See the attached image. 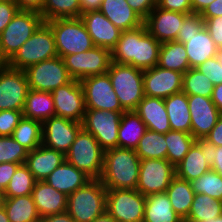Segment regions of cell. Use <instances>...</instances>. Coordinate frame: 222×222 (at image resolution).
Returning a JSON list of instances; mask_svg holds the SVG:
<instances>
[{
    "mask_svg": "<svg viewBox=\"0 0 222 222\" xmlns=\"http://www.w3.org/2000/svg\"><path fill=\"white\" fill-rule=\"evenodd\" d=\"M166 194L174 211L185 220L188 217L195 196L191 183L175 176L171 180Z\"/></svg>",
    "mask_w": 222,
    "mask_h": 222,
    "instance_id": "d6a6232c",
    "label": "cell"
},
{
    "mask_svg": "<svg viewBox=\"0 0 222 222\" xmlns=\"http://www.w3.org/2000/svg\"><path fill=\"white\" fill-rule=\"evenodd\" d=\"M191 115V135L197 140H204L217 123L220 112L211 97L188 95Z\"/></svg>",
    "mask_w": 222,
    "mask_h": 222,
    "instance_id": "d6986e66",
    "label": "cell"
},
{
    "mask_svg": "<svg viewBox=\"0 0 222 222\" xmlns=\"http://www.w3.org/2000/svg\"><path fill=\"white\" fill-rule=\"evenodd\" d=\"M138 157L143 159H166L167 144L165 134L146 130L135 149Z\"/></svg>",
    "mask_w": 222,
    "mask_h": 222,
    "instance_id": "f35d334b",
    "label": "cell"
},
{
    "mask_svg": "<svg viewBox=\"0 0 222 222\" xmlns=\"http://www.w3.org/2000/svg\"><path fill=\"white\" fill-rule=\"evenodd\" d=\"M200 222H222V215L216 217V218H211L210 220H203V221H200Z\"/></svg>",
    "mask_w": 222,
    "mask_h": 222,
    "instance_id": "a7ac6f4b",
    "label": "cell"
},
{
    "mask_svg": "<svg viewBox=\"0 0 222 222\" xmlns=\"http://www.w3.org/2000/svg\"><path fill=\"white\" fill-rule=\"evenodd\" d=\"M65 160L64 154L41 144L28 153L24 164L36 181H45L51 172Z\"/></svg>",
    "mask_w": 222,
    "mask_h": 222,
    "instance_id": "603a6c76",
    "label": "cell"
},
{
    "mask_svg": "<svg viewBox=\"0 0 222 222\" xmlns=\"http://www.w3.org/2000/svg\"><path fill=\"white\" fill-rule=\"evenodd\" d=\"M18 11V5L14 0H0V33L6 28Z\"/></svg>",
    "mask_w": 222,
    "mask_h": 222,
    "instance_id": "c3c4849f",
    "label": "cell"
},
{
    "mask_svg": "<svg viewBox=\"0 0 222 222\" xmlns=\"http://www.w3.org/2000/svg\"><path fill=\"white\" fill-rule=\"evenodd\" d=\"M197 69L206 75L214 85L222 83V49H219L215 57L207 59Z\"/></svg>",
    "mask_w": 222,
    "mask_h": 222,
    "instance_id": "f6af8a7d",
    "label": "cell"
},
{
    "mask_svg": "<svg viewBox=\"0 0 222 222\" xmlns=\"http://www.w3.org/2000/svg\"><path fill=\"white\" fill-rule=\"evenodd\" d=\"M214 0H191L193 13L201 14Z\"/></svg>",
    "mask_w": 222,
    "mask_h": 222,
    "instance_id": "6125c7cd",
    "label": "cell"
},
{
    "mask_svg": "<svg viewBox=\"0 0 222 222\" xmlns=\"http://www.w3.org/2000/svg\"><path fill=\"white\" fill-rule=\"evenodd\" d=\"M0 222H10L4 207L0 208Z\"/></svg>",
    "mask_w": 222,
    "mask_h": 222,
    "instance_id": "e7e4bbea",
    "label": "cell"
},
{
    "mask_svg": "<svg viewBox=\"0 0 222 222\" xmlns=\"http://www.w3.org/2000/svg\"><path fill=\"white\" fill-rule=\"evenodd\" d=\"M22 118V110H1L0 136H11Z\"/></svg>",
    "mask_w": 222,
    "mask_h": 222,
    "instance_id": "7dc6e473",
    "label": "cell"
},
{
    "mask_svg": "<svg viewBox=\"0 0 222 222\" xmlns=\"http://www.w3.org/2000/svg\"><path fill=\"white\" fill-rule=\"evenodd\" d=\"M46 23L53 31L59 57L86 52L95 46L80 17L57 18Z\"/></svg>",
    "mask_w": 222,
    "mask_h": 222,
    "instance_id": "277c9868",
    "label": "cell"
},
{
    "mask_svg": "<svg viewBox=\"0 0 222 222\" xmlns=\"http://www.w3.org/2000/svg\"><path fill=\"white\" fill-rule=\"evenodd\" d=\"M36 182L27 166L25 164L19 165L4 191L5 198L32 194Z\"/></svg>",
    "mask_w": 222,
    "mask_h": 222,
    "instance_id": "b9f144b4",
    "label": "cell"
},
{
    "mask_svg": "<svg viewBox=\"0 0 222 222\" xmlns=\"http://www.w3.org/2000/svg\"><path fill=\"white\" fill-rule=\"evenodd\" d=\"M204 141L216 147L222 146V114H220L217 123L205 137Z\"/></svg>",
    "mask_w": 222,
    "mask_h": 222,
    "instance_id": "11a10c76",
    "label": "cell"
},
{
    "mask_svg": "<svg viewBox=\"0 0 222 222\" xmlns=\"http://www.w3.org/2000/svg\"><path fill=\"white\" fill-rule=\"evenodd\" d=\"M140 158L133 149L115 147L104 151L99 180L106 189H136Z\"/></svg>",
    "mask_w": 222,
    "mask_h": 222,
    "instance_id": "7a4b0ae2",
    "label": "cell"
},
{
    "mask_svg": "<svg viewBox=\"0 0 222 222\" xmlns=\"http://www.w3.org/2000/svg\"><path fill=\"white\" fill-rule=\"evenodd\" d=\"M91 178L66 160L54 169L45 182L67 196L84 186Z\"/></svg>",
    "mask_w": 222,
    "mask_h": 222,
    "instance_id": "484cf974",
    "label": "cell"
},
{
    "mask_svg": "<svg viewBox=\"0 0 222 222\" xmlns=\"http://www.w3.org/2000/svg\"><path fill=\"white\" fill-rule=\"evenodd\" d=\"M4 201H5V194L2 189H0V208L4 206Z\"/></svg>",
    "mask_w": 222,
    "mask_h": 222,
    "instance_id": "003e7915",
    "label": "cell"
},
{
    "mask_svg": "<svg viewBox=\"0 0 222 222\" xmlns=\"http://www.w3.org/2000/svg\"><path fill=\"white\" fill-rule=\"evenodd\" d=\"M157 6L163 10L192 14L191 0H157Z\"/></svg>",
    "mask_w": 222,
    "mask_h": 222,
    "instance_id": "f907efd6",
    "label": "cell"
},
{
    "mask_svg": "<svg viewBox=\"0 0 222 222\" xmlns=\"http://www.w3.org/2000/svg\"><path fill=\"white\" fill-rule=\"evenodd\" d=\"M8 65V61L2 56L0 51V71Z\"/></svg>",
    "mask_w": 222,
    "mask_h": 222,
    "instance_id": "03108f58",
    "label": "cell"
},
{
    "mask_svg": "<svg viewBox=\"0 0 222 222\" xmlns=\"http://www.w3.org/2000/svg\"><path fill=\"white\" fill-rule=\"evenodd\" d=\"M41 222H75L73 218L66 212L61 214H51L41 218Z\"/></svg>",
    "mask_w": 222,
    "mask_h": 222,
    "instance_id": "91938a15",
    "label": "cell"
},
{
    "mask_svg": "<svg viewBox=\"0 0 222 222\" xmlns=\"http://www.w3.org/2000/svg\"><path fill=\"white\" fill-rule=\"evenodd\" d=\"M187 15L156 6L144 20V24L148 32L160 43L176 41L179 28L183 26V20Z\"/></svg>",
    "mask_w": 222,
    "mask_h": 222,
    "instance_id": "ffe728a7",
    "label": "cell"
},
{
    "mask_svg": "<svg viewBox=\"0 0 222 222\" xmlns=\"http://www.w3.org/2000/svg\"><path fill=\"white\" fill-rule=\"evenodd\" d=\"M55 116L76 122H83L85 115V101L83 89L78 80L59 86L52 92Z\"/></svg>",
    "mask_w": 222,
    "mask_h": 222,
    "instance_id": "e0dca14e",
    "label": "cell"
},
{
    "mask_svg": "<svg viewBox=\"0 0 222 222\" xmlns=\"http://www.w3.org/2000/svg\"><path fill=\"white\" fill-rule=\"evenodd\" d=\"M29 90L25 71L7 65L0 71V111L23 110Z\"/></svg>",
    "mask_w": 222,
    "mask_h": 222,
    "instance_id": "9a60e30c",
    "label": "cell"
},
{
    "mask_svg": "<svg viewBox=\"0 0 222 222\" xmlns=\"http://www.w3.org/2000/svg\"><path fill=\"white\" fill-rule=\"evenodd\" d=\"M143 222H184V220L174 211L166 192H163L146 196Z\"/></svg>",
    "mask_w": 222,
    "mask_h": 222,
    "instance_id": "1f68e13d",
    "label": "cell"
},
{
    "mask_svg": "<svg viewBox=\"0 0 222 222\" xmlns=\"http://www.w3.org/2000/svg\"><path fill=\"white\" fill-rule=\"evenodd\" d=\"M81 128V122L52 116L42 123V144L66 155Z\"/></svg>",
    "mask_w": 222,
    "mask_h": 222,
    "instance_id": "2e32d148",
    "label": "cell"
},
{
    "mask_svg": "<svg viewBox=\"0 0 222 222\" xmlns=\"http://www.w3.org/2000/svg\"><path fill=\"white\" fill-rule=\"evenodd\" d=\"M107 73L122 108L125 111L135 110L145 96L143 70L111 62Z\"/></svg>",
    "mask_w": 222,
    "mask_h": 222,
    "instance_id": "5b68a950",
    "label": "cell"
},
{
    "mask_svg": "<svg viewBox=\"0 0 222 222\" xmlns=\"http://www.w3.org/2000/svg\"><path fill=\"white\" fill-rule=\"evenodd\" d=\"M202 19L217 48L222 49V16Z\"/></svg>",
    "mask_w": 222,
    "mask_h": 222,
    "instance_id": "681fc988",
    "label": "cell"
},
{
    "mask_svg": "<svg viewBox=\"0 0 222 222\" xmlns=\"http://www.w3.org/2000/svg\"><path fill=\"white\" fill-rule=\"evenodd\" d=\"M174 177L175 167L167 159H143L136 189L145 197L163 193Z\"/></svg>",
    "mask_w": 222,
    "mask_h": 222,
    "instance_id": "5bb4252c",
    "label": "cell"
},
{
    "mask_svg": "<svg viewBox=\"0 0 222 222\" xmlns=\"http://www.w3.org/2000/svg\"><path fill=\"white\" fill-rule=\"evenodd\" d=\"M190 183L195 194H206L222 201V176L216 171L210 170Z\"/></svg>",
    "mask_w": 222,
    "mask_h": 222,
    "instance_id": "7bdbcfd3",
    "label": "cell"
},
{
    "mask_svg": "<svg viewBox=\"0 0 222 222\" xmlns=\"http://www.w3.org/2000/svg\"><path fill=\"white\" fill-rule=\"evenodd\" d=\"M134 111L148 130L163 134L171 131L164 99L144 96Z\"/></svg>",
    "mask_w": 222,
    "mask_h": 222,
    "instance_id": "d4e9b609",
    "label": "cell"
},
{
    "mask_svg": "<svg viewBox=\"0 0 222 222\" xmlns=\"http://www.w3.org/2000/svg\"><path fill=\"white\" fill-rule=\"evenodd\" d=\"M210 170L209 153L201 141H196L183 160L175 166V176L191 182Z\"/></svg>",
    "mask_w": 222,
    "mask_h": 222,
    "instance_id": "7402d4cb",
    "label": "cell"
},
{
    "mask_svg": "<svg viewBox=\"0 0 222 222\" xmlns=\"http://www.w3.org/2000/svg\"><path fill=\"white\" fill-rule=\"evenodd\" d=\"M57 56L53 31L46 22H43L8 61V66L25 70L36 63Z\"/></svg>",
    "mask_w": 222,
    "mask_h": 222,
    "instance_id": "8992f818",
    "label": "cell"
},
{
    "mask_svg": "<svg viewBox=\"0 0 222 222\" xmlns=\"http://www.w3.org/2000/svg\"><path fill=\"white\" fill-rule=\"evenodd\" d=\"M63 61L71 78L80 81L89 76L107 73L112 55L111 50L94 46L86 52L64 56Z\"/></svg>",
    "mask_w": 222,
    "mask_h": 222,
    "instance_id": "30bf717a",
    "label": "cell"
},
{
    "mask_svg": "<svg viewBox=\"0 0 222 222\" xmlns=\"http://www.w3.org/2000/svg\"><path fill=\"white\" fill-rule=\"evenodd\" d=\"M158 66L184 74L190 69L185 45L177 41L161 43Z\"/></svg>",
    "mask_w": 222,
    "mask_h": 222,
    "instance_id": "e575fe53",
    "label": "cell"
},
{
    "mask_svg": "<svg viewBox=\"0 0 222 222\" xmlns=\"http://www.w3.org/2000/svg\"><path fill=\"white\" fill-rule=\"evenodd\" d=\"M184 45L190 68H197L207 59L215 57L219 50L205 26L198 33L185 38Z\"/></svg>",
    "mask_w": 222,
    "mask_h": 222,
    "instance_id": "83f0119b",
    "label": "cell"
},
{
    "mask_svg": "<svg viewBox=\"0 0 222 222\" xmlns=\"http://www.w3.org/2000/svg\"><path fill=\"white\" fill-rule=\"evenodd\" d=\"M92 222H117V221L113 217H111L107 212H105Z\"/></svg>",
    "mask_w": 222,
    "mask_h": 222,
    "instance_id": "be15d7a7",
    "label": "cell"
},
{
    "mask_svg": "<svg viewBox=\"0 0 222 222\" xmlns=\"http://www.w3.org/2000/svg\"><path fill=\"white\" fill-rule=\"evenodd\" d=\"M24 71L29 88L37 91L52 92L72 80L63 58L59 56L36 63Z\"/></svg>",
    "mask_w": 222,
    "mask_h": 222,
    "instance_id": "8fae6325",
    "label": "cell"
},
{
    "mask_svg": "<svg viewBox=\"0 0 222 222\" xmlns=\"http://www.w3.org/2000/svg\"><path fill=\"white\" fill-rule=\"evenodd\" d=\"M11 136L30 152L42 144V123L23 117Z\"/></svg>",
    "mask_w": 222,
    "mask_h": 222,
    "instance_id": "74e56055",
    "label": "cell"
},
{
    "mask_svg": "<svg viewBox=\"0 0 222 222\" xmlns=\"http://www.w3.org/2000/svg\"><path fill=\"white\" fill-rule=\"evenodd\" d=\"M99 11L121 31L132 30L144 24V20L126 0H103Z\"/></svg>",
    "mask_w": 222,
    "mask_h": 222,
    "instance_id": "4316f807",
    "label": "cell"
},
{
    "mask_svg": "<svg viewBox=\"0 0 222 222\" xmlns=\"http://www.w3.org/2000/svg\"><path fill=\"white\" fill-rule=\"evenodd\" d=\"M104 150L96 138L83 127L65 155L68 163L83 171L91 179H99L103 168Z\"/></svg>",
    "mask_w": 222,
    "mask_h": 222,
    "instance_id": "52a82bcc",
    "label": "cell"
},
{
    "mask_svg": "<svg viewBox=\"0 0 222 222\" xmlns=\"http://www.w3.org/2000/svg\"><path fill=\"white\" fill-rule=\"evenodd\" d=\"M87 32L95 46L104 47L112 50L120 39L121 30L117 28L103 13L99 10L89 11L81 14Z\"/></svg>",
    "mask_w": 222,
    "mask_h": 222,
    "instance_id": "44dd1931",
    "label": "cell"
},
{
    "mask_svg": "<svg viewBox=\"0 0 222 222\" xmlns=\"http://www.w3.org/2000/svg\"><path fill=\"white\" fill-rule=\"evenodd\" d=\"M183 73L156 65L143 70L144 95L165 99L182 92Z\"/></svg>",
    "mask_w": 222,
    "mask_h": 222,
    "instance_id": "ac0fdd59",
    "label": "cell"
},
{
    "mask_svg": "<svg viewBox=\"0 0 222 222\" xmlns=\"http://www.w3.org/2000/svg\"><path fill=\"white\" fill-rule=\"evenodd\" d=\"M161 43L142 26L122 31L111 50L112 62L127 64L145 70L158 65Z\"/></svg>",
    "mask_w": 222,
    "mask_h": 222,
    "instance_id": "6da1fadb",
    "label": "cell"
},
{
    "mask_svg": "<svg viewBox=\"0 0 222 222\" xmlns=\"http://www.w3.org/2000/svg\"><path fill=\"white\" fill-rule=\"evenodd\" d=\"M204 26L205 22L200 14H188L183 20V26L179 28L176 41L184 44L185 38H189L198 33Z\"/></svg>",
    "mask_w": 222,
    "mask_h": 222,
    "instance_id": "bcb514c9",
    "label": "cell"
},
{
    "mask_svg": "<svg viewBox=\"0 0 222 222\" xmlns=\"http://www.w3.org/2000/svg\"><path fill=\"white\" fill-rule=\"evenodd\" d=\"M146 130V125L134 110L125 111L118 128V147L135 150Z\"/></svg>",
    "mask_w": 222,
    "mask_h": 222,
    "instance_id": "4dcf8cb0",
    "label": "cell"
},
{
    "mask_svg": "<svg viewBox=\"0 0 222 222\" xmlns=\"http://www.w3.org/2000/svg\"><path fill=\"white\" fill-rule=\"evenodd\" d=\"M122 113L124 112L86 109L82 127L96 138L104 151L118 147V128Z\"/></svg>",
    "mask_w": 222,
    "mask_h": 222,
    "instance_id": "7c38bea8",
    "label": "cell"
},
{
    "mask_svg": "<svg viewBox=\"0 0 222 222\" xmlns=\"http://www.w3.org/2000/svg\"><path fill=\"white\" fill-rule=\"evenodd\" d=\"M129 6L145 20L157 6V0H126Z\"/></svg>",
    "mask_w": 222,
    "mask_h": 222,
    "instance_id": "f5cc1de1",
    "label": "cell"
},
{
    "mask_svg": "<svg viewBox=\"0 0 222 222\" xmlns=\"http://www.w3.org/2000/svg\"><path fill=\"white\" fill-rule=\"evenodd\" d=\"M4 209L10 222H39V216L31 194L5 198Z\"/></svg>",
    "mask_w": 222,
    "mask_h": 222,
    "instance_id": "836d02e7",
    "label": "cell"
},
{
    "mask_svg": "<svg viewBox=\"0 0 222 222\" xmlns=\"http://www.w3.org/2000/svg\"><path fill=\"white\" fill-rule=\"evenodd\" d=\"M79 82L83 89L85 109L125 112L115 94L108 73L89 76Z\"/></svg>",
    "mask_w": 222,
    "mask_h": 222,
    "instance_id": "4fadbf2b",
    "label": "cell"
},
{
    "mask_svg": "<svg viewBox=\"0 0 222 222\" xmlns=\"http://www.w3.org/2000/svg\"><path fill=\"white\" fill-rule=\"evenodd\" d=\"M103 0H80V9L81 14L100 10L101 4Z\"/></svg>",
    "mask_w": 222,
    "mask_h": 222,
    "instance_id": "680465c9",
    "label": "cell"
},
{
    "mask_svg": "<svg viewBox=\"0 0 222 222\" xmlns=\"http://www.w3.org/2000/svg\"><path fill=\"white\" fill-rule=\"evenodd\" d=\"M19 163L4 162L0 163V189L6 190L9 181L14 175Z\"/></svg>",
    "mask_w": 222,
    "mask_h": 222,
    "instance_id": "db71d44e",
    "label": "cell"
},
{
    "mask_svg": "<svg viewBox=\"0 0 222 222\" xmlns=\"http://www.w3.org/2000/svg\"><path fill=\"white\" fill-rule=\"evenodd\" d=\"M201 142L204 144L207 152L209 153L211 170L216 171L222 176V146L216 147L206 143L204 140H201Z\"/></svg>",
    "mask_w": 222,
    "mask_h": 222,
    "instance_id": "816d5d0a",
    "label": "cell"
},
{
    "mask_svg": "<svg viewBox=\"0 0 222 222\" xmlns=\"http://www.w3.org/2000/svg\"><path fill=\"white\" fill-rule=\"evenodd\" d=\"M214 84L197 68H190L183 74L182 92L187 95L211 97Z\"/></svg>",
    "mask_w": 222,
    "mask_h": 222,
    "instance_id": "60d3db41",
    "label": "cell"
},
{
    "mask_svg": "<svg viewBox=\"0 0 222 222\" xmlns=\"http://www.w3.org/2000/svg\"><path fill=\"white\" fill-rule=\"evenodd\" d=\"M167 144L166 159L175 167L188 153L197 141L190 133L183 131H168L165 134Z\"/></svg>",
    "mask_w": 222,
    "mask_h": 222,
    "instance_id": "8d00e7d4",
    "label": "cell"
},
{
    "mask_svg": "<svg viewBox=\"0 0 222 222\" xmlns=\"http://www.w3.org/2000/svg\"><path fill=\"white\" fill-rule=\"evenodd\" d=\"M211 100L222 114V83L214 86Z\"/></svg>",
    "mask_w": 222,
    "mask_h": 222,
    "instance_id": "94428289",
    "label": "cell"
},
{
    "mask_svg": "<svg viewBox=\"0 0 222 222\" xmlns=\"http://www.w3.org/2000/svg\"><path fill=\"white\" fill-rule=\"evenodd\" d=\"M40 14L44 22L57 18H79L80 0H44Z\"/></svg>",
    "mask_w": 222,
    "mask_h": 222,
    "instance_id": "ab89813d",
    "label": "cell"
},
{
    "mask_svg": "<svg viewBox=\"0 0 222 222\" xmlns=\"http://www.w3.org/2000/svg\"><path fill=\"white\" fill-rule=\"evenodd\" d=\"M164 102L171 130L191 134L188 95L184 92H179L165 98Z\"/></svg>",
    "mask_w": 222,
    "mask_h": 222,
    "instance_id": "f1b7e54d",
    "label": "cell"
},
{
    "mask_svg": "<svg viewBox=\"0 0 222 222\" xmlns=\"http://www.w3.org/2000/svg\"><path fill=\"white\" fill-rule=\"evenodd\" d=\"M19 10H26V11H36L41 12L43 9L44 0H14Z\"/></svg>",
    "mask_w": 222,
    "mask_h": 222,
    "instance_id": "9f6ffc18",
    "label": "cell"
},
{
    "mask_svg": "<svg viewBox=\"0 0 222 222\" xmlns=\"http://www.w3.org/2000/svg\"><path fill=\"white\" fill-rule=\"evenodd\" d=\"M106 192L99 179H91L68 196L67 213L75 222H92L106 212Z\"/></svg>",
    "mask_w": 222,
    "mask_h": 222,
    "instance_id": "3957f363",
    "label": "cell"
},
{
    "mask_svg": "<svg viewBox=\"0 0 222 222\" xmlns=\"http://www.w3.org/2000/svg\"><path fill=\"white\" fill-rule=\"evenodd\" d=\"M44 22L36 11L19 10L6 28L0 33V51L9 61Z\"/></svg>",
    "mask_w": 222,
    "mask_h": 222,
    "instance_id": "ba28073f",
    "label": "cell"
},
{
    "mask_svg": "<svg viewBox=\"0 0 222 222\" xmlns=\"http://www.w3.org/2000/svg\"><path fill=\"white\" fill-rule=\"evenodd\" d=\"M31 195L41 218L67 211L68 196L54 189L45 181H37Z\"/></svg>",
    "mask_w": 222,
    "mask_h": 222,
    "instance_id": "cb8c5ba5",
    "label": "cell"
},
{
    "mask_svg": "<svg viewBox=\"0 0 222 222\" xmlns=\"http://www.w3.org/2000/svg\"><path fill=\"white\" fill-rule=\"evenodd\" d=\"M145 204L137 189H107L106 212L117 222H143Z\"/></svg>",
    "mask_w": 222,
    "mask_h": 222,
    "instance_id": "9c48e42d",
    "label": "cell"
},
{
    "mask_svg": "<svg viewBox=\"0 0 222 222\" xmlns=\"http://www.w3.org/2000/svg\"><path fill=\"white\" fill-rule=\"evenodd\" d=\"M29 151L12 136H0V163L24 164Z\"/></svg>",
    "mask_w": 222,
    "mask_h": 222,
    "instance_id": "ee69618b",
    "label": "cell"
},
{
    "mask_svg": "<svg viewBox=\"0 0 222 222\" xmlns=\"http://www.w3.org/2000/svg\"><path fill=\"white\" fill-rule=\"evenodd\" d=\"M222 215V201L206 194H195L188 217L184 222H200Z\"/></svg>",
    "mask_w": 222,
    "mask_h": 222,
    "instance_id": "d590c367",
    "label": "cell"
},
{
    "mask_svg": "<svg viewBox=\"0 0 222 222\" xmlns=\"http://www.w3.org/2000/svg\"><path fill=\"white\" fill-rule=\"evenodd\" d=\"M200 15L202 18L222 16V0H214Z\"/></svg>",
    "mask_w": 222,
    "mask_h": 222,
    "instance_id": "6f0895ef",
    "label": "cell"
},
{
    "mask_svg": "<svg viewBox=\"0 0 222 222\" xmlns=\"http://www.w3.org/2000/svg\"><path fill=\"white\" fill-rule=\"evenodd\" d=\"M23 117L43 123L55 116V107L51 92L30 89L22 110Z\"/></svg>",
    "mask_w": 222,
    "mask_h": 222,
    "instance_id": "f546056e",
    "label": "cell"
}]
</instances>
